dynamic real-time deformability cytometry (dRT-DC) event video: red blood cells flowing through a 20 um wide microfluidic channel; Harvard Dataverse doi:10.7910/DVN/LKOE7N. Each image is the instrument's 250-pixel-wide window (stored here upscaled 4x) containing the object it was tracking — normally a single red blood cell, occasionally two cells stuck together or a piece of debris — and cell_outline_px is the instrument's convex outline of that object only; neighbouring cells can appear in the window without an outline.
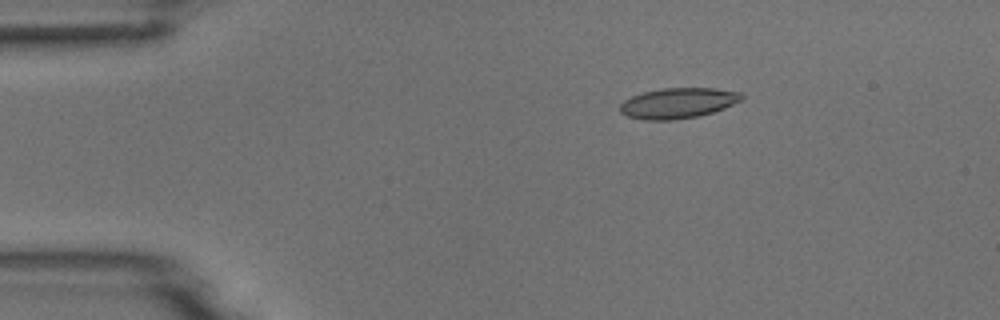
{"species": "common noctule bat (a hibernating species)", "species_latin": "Nyctalus noctula", "temperature_condition": "room temperature", "stored_images_in_passage": 9, "camera_frame_rate_fps": 3000, "um_per_image_px": 0.085, "animal": {"sex": "male", "body_mass_g": 18.8}, "frame": {"image": 1, "passage_image": 3, "time_ms": 2.333, "image_size_px": [1000, 320], "cell_outline_px": [[744, 96], [740, 100], [724, 108], [700, 116], [672, 120], [644, 120], [628, 116], [620, 112], [620, 104], [624, 100], [632, 96], [644, 92], [660, 88], [716, 88], [740, 92]], "centroid_in_image_um": [57.62, 8.76], "position_along_channel_um": 27.4, "area_um2": 21.56}}
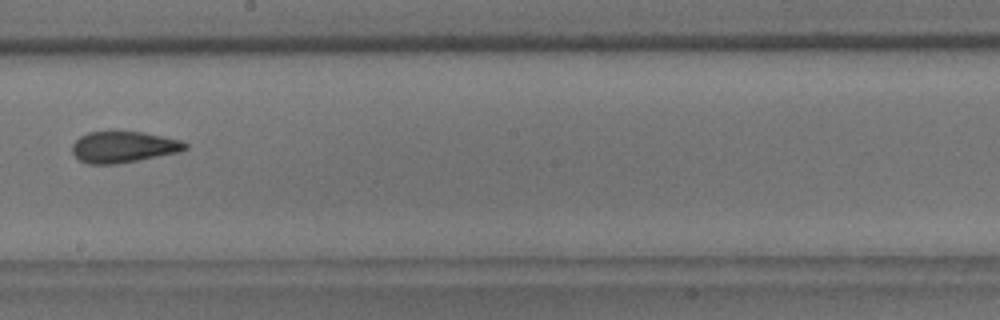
{"frame": {"image": 2, "passage_image": 9, "time_ms": 9.333, "image_size_px": [1000, 320], "cell_outline_px": [[188, 148], [180, 152], [116, 164], [88, 164], [80, 160], [72, 152], [72, 144], [80, 136], [88, 132], [144, 132], [164, 136], [180, 140], [188, 144]], "centroid_in_image_um": [10.51, 12.49], "position_along_channel_um": 237.7, "area_um2": 20.52}}